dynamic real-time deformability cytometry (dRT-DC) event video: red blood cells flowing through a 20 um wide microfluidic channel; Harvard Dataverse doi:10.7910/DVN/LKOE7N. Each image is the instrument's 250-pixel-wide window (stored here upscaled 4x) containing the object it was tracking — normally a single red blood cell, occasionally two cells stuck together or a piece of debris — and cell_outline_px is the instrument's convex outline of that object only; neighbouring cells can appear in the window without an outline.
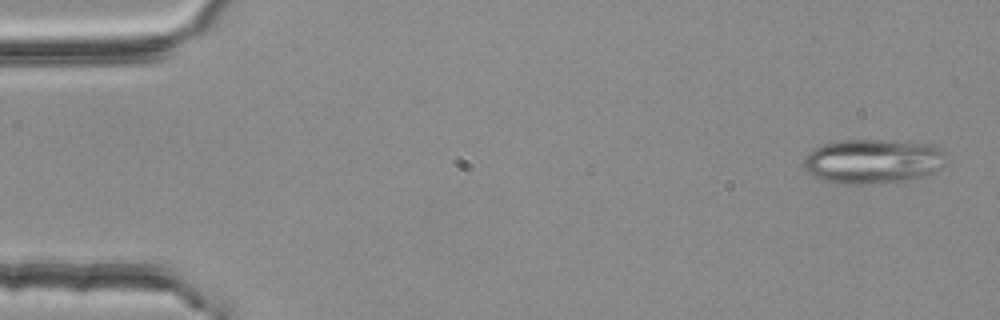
{"species": "common noctule bat (a hibernating species)", "species_latin": "Nyctalus noctula", "temperature_condition": "room temperature", "stored_images_in_passage": 4, "camera_frame_rate_fps": 3000, "um_per_image_px": 0.085, "animal": {"sex": "female", "body_mass_g": 25.1}, "frame": {"image": 1, "passage_image": 1, "time_ms": 0.0, "image_size_px": [1000, 320], "cell_outline_px": [[944, 152], [940, 168], [924, 176], [912, 180], [868, 184], [844, 184], [824, 180], [812, 176], [808, 172], [804, 164], [804, 160], [808, 152], [812, 148], [824, 144], [844, 140], [880, 140], [932, 144], [940, 148]], "centroid_in_image_um": [74.16, 13.71], "position_along_channel_um": 10.8, "area_um2": 36.76}}